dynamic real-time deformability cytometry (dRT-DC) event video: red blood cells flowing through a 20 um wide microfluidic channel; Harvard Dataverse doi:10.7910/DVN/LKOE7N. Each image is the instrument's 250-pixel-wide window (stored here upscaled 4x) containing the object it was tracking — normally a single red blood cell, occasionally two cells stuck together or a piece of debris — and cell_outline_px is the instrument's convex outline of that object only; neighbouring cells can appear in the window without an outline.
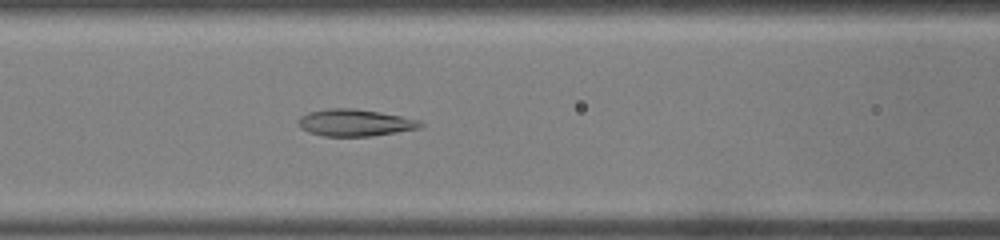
{"species": "common noctule bat (a hibernating species)", "species_latin": "Nyctalus noctula", "temperature_condition": "warm", "stored_images_in_passage": 36, "camera_frame_rate_fps": 3000, "um_per_image_px": 0.085, "animal": {"sex": "male", "body_mass_g": 19.0, "forearm_length_mm": 50.8}, "frame": {"image": 1, "passage_image": 15, "time_ms": 4.667, "image_size_px": [1000, 240], "cell_outline_px": [[424, 124], [420, 128], [396, 132], [368, 136], [324, 136], [308, 132], [300, 128], [296, 120], [300, 116], [308, 112], [328, 108], [352, 108], [380, 112], [420, 120]], "centroid_in_image_um": [30.13, 10.42], "position_along_channel_um": 136.5, "area_um2": 19.19}}
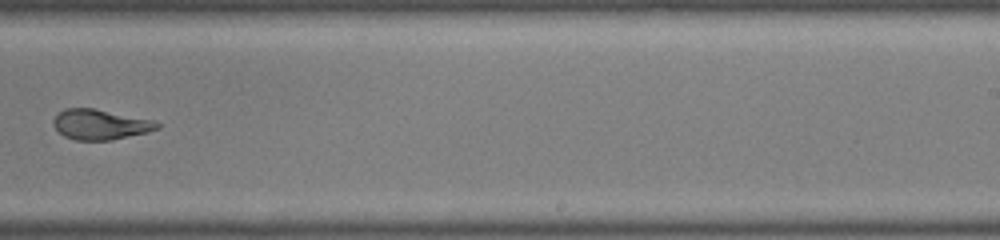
{"frame": {"image": 2, "passage_image": 23, "time_ms": 7.333, "image_size_px": [1000, 240], "cell_outline_px": [[160, 128], [148, 132], [112, 140], [76, 140], [64, 136], [52, 124], [52, 120], [64, 108], [92, 108], [152, 120], [160, 124]], "centroid_in_image_um": [8.51, 10.59], "position_along_channel_um": 280.5, "area_um2": 18.09}}
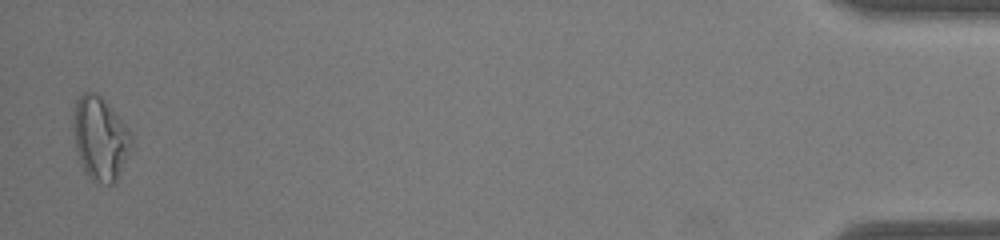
{"frame": {"image": 3, "passage_image": 36, "time_ms": 11.667, "image_size_px": [1000, 240], "cell_outline_px": [[132, 140], [116, 180], [112, 184], [108, 184], [96, 180], [88, 176], [80, 160], [76, 148], [72, 124], [76, 96], [84, 92], [96, 92], [108, 104], [132, 136]], "centroid_in_image_um": [8.46, 11.7], "position_along_channel_um": 426.7, "area_um2": 27.34}}